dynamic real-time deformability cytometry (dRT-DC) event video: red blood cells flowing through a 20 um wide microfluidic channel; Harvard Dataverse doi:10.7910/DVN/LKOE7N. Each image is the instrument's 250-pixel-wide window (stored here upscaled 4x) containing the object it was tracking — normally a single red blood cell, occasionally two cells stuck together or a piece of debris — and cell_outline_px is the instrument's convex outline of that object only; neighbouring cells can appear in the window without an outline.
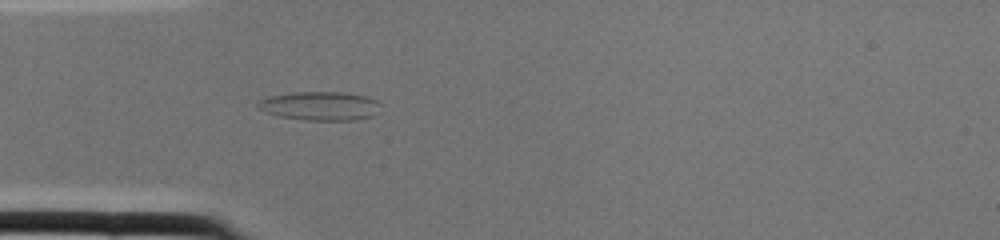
{"species": "common noctule bat (a hibernating species)", "species_latin": "Nyctalus noctula", "temperature_condition": "cold", "stored_images_in_passage": 1, "camera_frame_rate_fps": 3000, "um_per_image_px": 0.085, "animal": {"sex": "female", "body_mass_g": 22.0, "forearm_length_mm": 56.7}, "frame": {"image": 1, "passage_image": 1, "time_ms": 0.0, "image_size_px": [1000, 240], "cell_outline_px": [[380, 112], [376, 116], [356, 120], [304, 120], [280, 116], [256, 108], [256, 104], [260, 100], [268, 96], [292, 92], [344, 92], [368, 96], [376, 100], [380, 104]], "centroid_in_image_um": [27.26, 9.0], "position_along_channel_um": 57.7, "area_um2": 20.92}}